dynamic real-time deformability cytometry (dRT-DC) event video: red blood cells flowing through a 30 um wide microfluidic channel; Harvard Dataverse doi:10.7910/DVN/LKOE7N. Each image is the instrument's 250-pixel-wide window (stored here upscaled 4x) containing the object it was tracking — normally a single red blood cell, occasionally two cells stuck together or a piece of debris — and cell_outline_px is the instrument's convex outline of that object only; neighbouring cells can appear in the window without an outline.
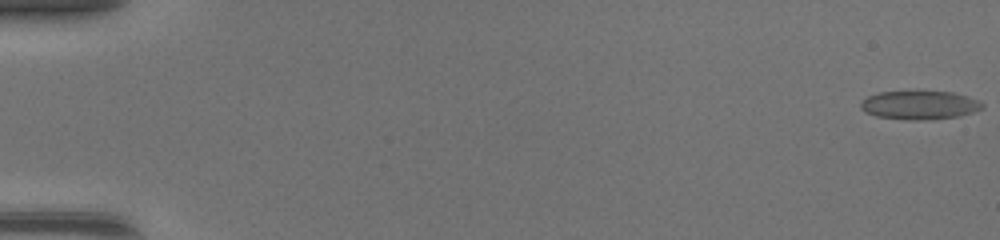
{"species": "common noctule bat (a hibernating species)", "species_latin": "Nyctalus noctula", "temperature_condition": "warm", "stored_images_in_passage": 49, "camera_frame_rate_fps": 3000, "um_per_image_px": 0.085, "animal": {"sex": "female", "body_mass_g": 17.0, "forearm_length_mm": 48.0}, "frame": {"image": 1, "passage_image": 1, "time_ms": 0.0, "image_size_px": [1000, 240], "cell_outline_px": [[984, 108], [960, 116], [924, 120], [908, 120], [876, 116], [864, 112], [860, 108], [860, 104], [868, 96], [880, 92], [952, 92], [968, 96], [980, 100], [984, 104]], "centroid_in_image_um": [78.19, 8.94], "position_along_channel_um": 6.8, "area_um2": 20.23}}
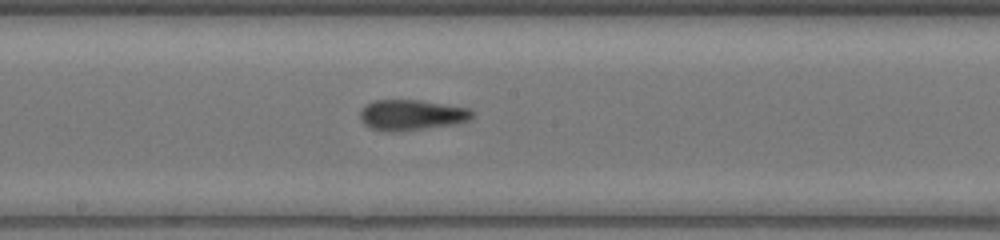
{"frame": {"image": 2, "passage_image": 28, "time_ms": 9.0, "image_size_px": [1000, 240], "cell_outline_px": [[476, 112], [472, 120], [456, 124], [396, 132], [384, 132], [368, 128], [360, 120], [360, 112], [372, 100], [420, 100], [468, 108]], "centroid_in_image_um": [35.0, 9.79], "position_along_channel_um": 213.2, "area_um2": 20.29}}
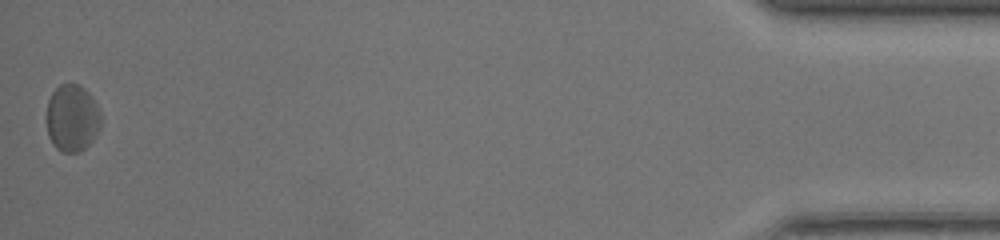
{"frame": {"image": 3, "passage_image": 49, "time_ms": 16.0, "image_size_px": [1000, 240], "cell_outline_px": [[100, 128], [96, 136], [80, 152], [60, 152], [52, 144], [48, 136], [48, 100], [52, 92], [60, 84], [80, 84], [88, 92], [96, 104], [100, 112]], "centroid_in_image_um": [6.14, 10.04], "position_along_channel_um": 429.1, "area_um2": 21.15}, "authors_computed_cell_mechanics": {"area_um2": 19.8832, "velocity_mm_per_s": 4.3555, "shape_relaxation_time_tau1_ms": null, "shape_relaxation_time_tau2_ms": 1.9655, "deformation_change_tau1": null, "deformation_change_tau2": 0.0884}}